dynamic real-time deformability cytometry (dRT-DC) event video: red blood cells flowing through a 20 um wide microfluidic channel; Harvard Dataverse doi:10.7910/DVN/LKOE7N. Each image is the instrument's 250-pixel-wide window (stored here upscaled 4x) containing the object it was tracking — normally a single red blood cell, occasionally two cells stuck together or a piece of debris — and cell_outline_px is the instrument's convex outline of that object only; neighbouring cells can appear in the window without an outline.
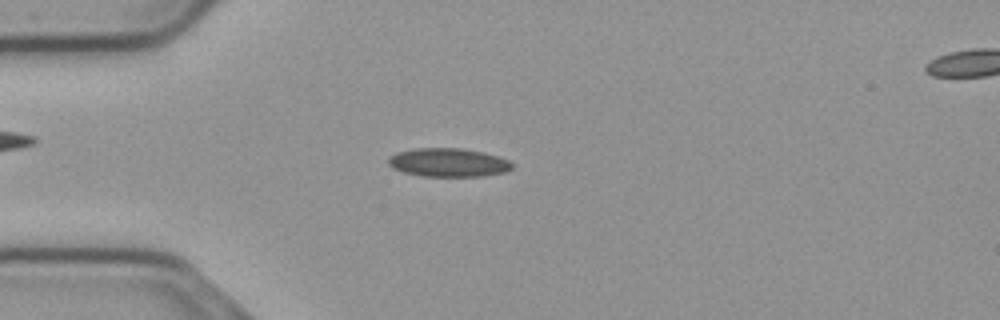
{"species": "common noctule bat (a hibernating species)", "species_latin": "Nyctalus noctula", "temperature_condition": "cold", "stored_images_in_passage": 55, "camera_frame_rate_fps": 3000, "um_per_image_px": 0.085, "animal": {"sex": "male", "body_mass_g": 23.1, "forearm_length_mm": 52.7}, "frame": {"image": 1, "passage_image": 14, "time_ms": 4.333, "image_size_px": [1000, 320], "cell_outline_px": [[512, 168], [504, 172], [484, 176], [420, 176], [404, 172], [392, 168], [388, 164], [388, 156], [396, 152], [416, 148], [460, 148], [480, 152], [496, 156], [508, 160], [512, 164]], "centroid_in_image_um": [38.05, 13.81], "position_along_channel_um": 47.0, "area_um2": 20.52}}
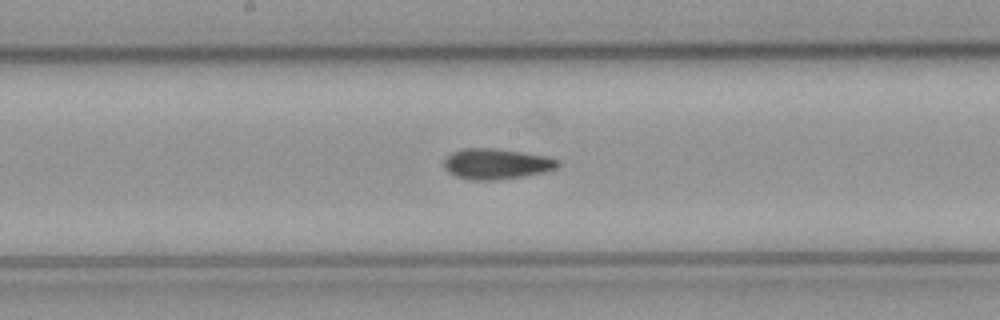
{"frame": {"image": 2, "passage_image": 28, "time_ms": 9.0, "image_size_px": [1000, 320], "cell_outline_px": [[560, 164], [556, 168], [548, 172], [524, 176], [496, 180], [472, 180], [456, 176], [448, 172], [444, 168], [444, 160], [452, 152], [464, 148], [492, 148], [548, 156], [560, 160]], "centroid_in_image_um": [42.22, 13.93], "position_along_channel_um": 206.0, "area_um2": 20.4}}
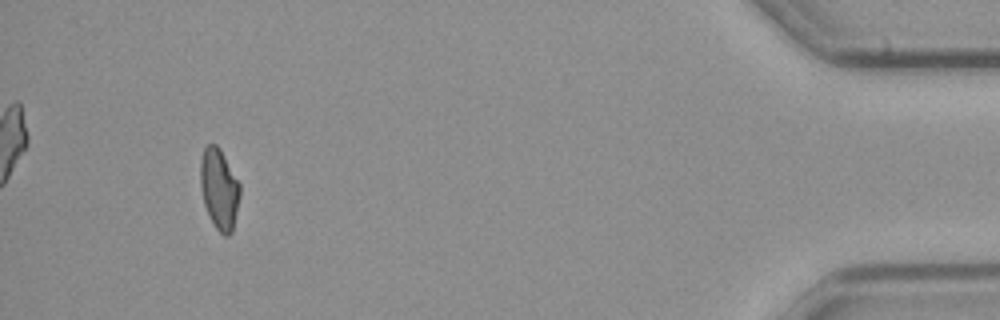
{"frame": {"image": 3, "passage_image": 51, "time_ms": 16.667, "image_size_px": [1000, 320], "cell_outline_px": [[240, 196], [232, 232], [228, 236], [224, 236], [216, 228], [208, 216], [204, 204], [200, 184], [200, 160], [204, 148], [208, 144], [216, 144], [220, 148], [240, 184]], "centroid_in_image_um": [18.62, 16.06], "position_along_channel_um": 416.6, "area_um2": 18.67}, "authors_computed_cell_mechanics": {"area_um2": 19.5942, "velocity_mm_per_s": 3.7171, "shape_relaxation_time_tau1_ms": null, "shape_relaxation_time_tau2_ms": 4.1127, "deformation_change_tau1": null, "deformation_change_tau2": 0.0724}}